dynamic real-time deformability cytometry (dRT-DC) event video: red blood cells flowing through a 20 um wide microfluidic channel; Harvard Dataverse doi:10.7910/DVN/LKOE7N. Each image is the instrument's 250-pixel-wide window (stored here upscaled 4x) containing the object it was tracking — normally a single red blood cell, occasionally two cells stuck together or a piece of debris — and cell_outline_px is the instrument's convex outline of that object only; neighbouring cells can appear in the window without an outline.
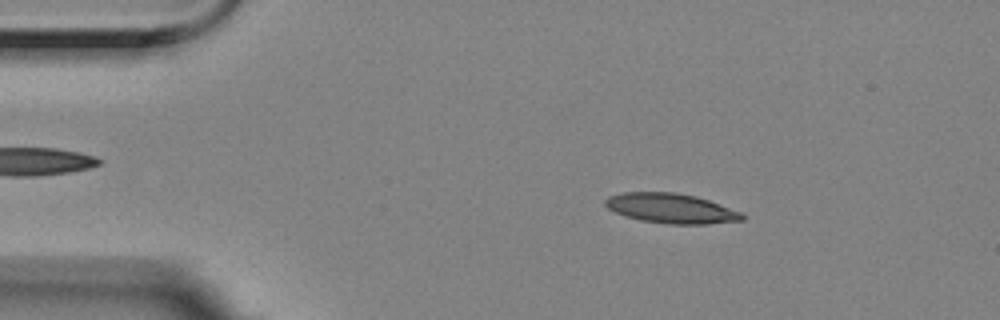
{"species": "Egyptian fruit bat (a non-hibernating species)", "species_latin": "Rousettus aegyptiacus", "temperature_condition": "room temperature", "stored_images_in_passage": 55, "camera_frame_rate_fps": 3000, "um_per_image_px": 0.085, "animal": {"sex": "female"}, "frame": {"image": 1, "passage_image": 8, "time_ms": 2.333, "image_size_px": [1000, 320], "cell_outline_px": [[744, 220], [708, 224], [668, 224], [640, 220], [616, 212], [608, 208], [604, 204], [604, 200], [608, 196], [624, 192], [676, 192], [696, 196], [744, 212]], "centroid_in_image_um": [57.08, 17.71], "position_along_channel_um": 27.9, "area_um2": 23.87}}
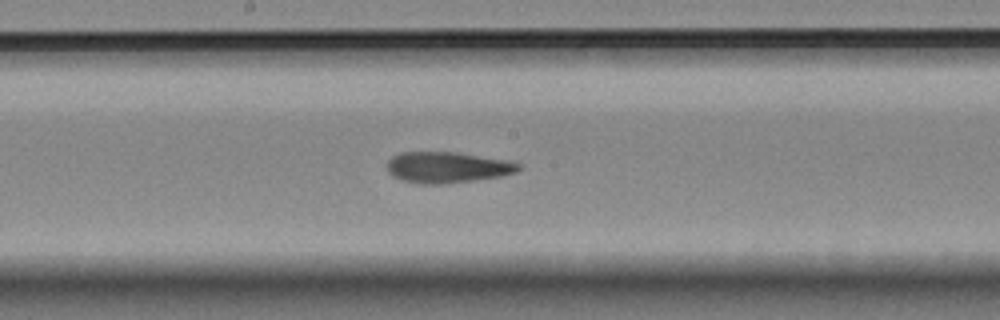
{"frame": {"image": 2, "passage_image": 28, "time_ms": 9.0, "image_size_px": [1000, 320], "cell_outline_px": [[520, 168], [516, 172], [504, 176], [440, 184], [420, 184], [404, 180], [388, 172], [388, 160], [392, 156], [400, 152], [456, 152], [516, 160], [520, 164]], "centroid_in_image_um": [38.11, 14.2], "position_along_channel_um": 210.1, "area_um2": 23.93}}
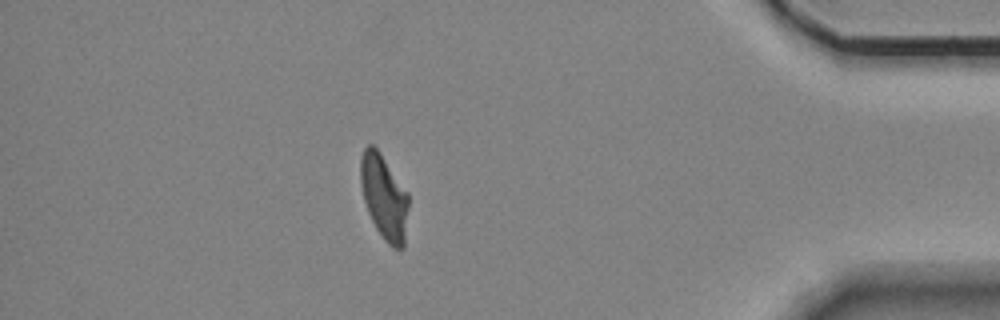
{"frame": {"image": 3, "passage_image": 48, "time_ms": 15.667, "image_size_px": [1000, 320], "cell_outline_px": [[408, 208], [404, 248], [392, 248], [384, 240], [376, 228], [368, 212], [364, 200], [360, 184], [360, 156], [364, 148], [368, 144], [372, 144], [380, 152], [408, 192]], "centroid_in_image_um": [32.64, 16.73], "position_along_channel_um": 402.6, "area_um2": 23.81}, "authors_computed_cell_mechanics": {"area_um2": 23.8714, "velocity_mm_per_s": 3.5203, "shape_relaxation_time_tau1_ms": null, "shape_relaxation_time_tau2_ms": 3.1548, "deformation_change_tau1": null, "deformation_change_tau2": 0.1045}}